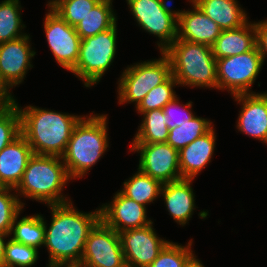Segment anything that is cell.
I'll return each mask as SVG.
<instances>
[{"instance_id": "obj_1", "label": "cell", "mask_w": 267, "mask_h": 267, "mask_svg": "<svg viewBox=\"0 0 267 267\" xmlns=\"http://www.w3.org/2000/svg\"><path fill=\"white\" fill-rule=\"evenodd\" d=\"M51 211L48 226L44 216L45 242L48 267H77L80 264L89 232L100 220V208L83 212L67 203L47 205ZM48 226V227H47Z\"/></svg>"}, {"instance_id": "obj_2", "label": "cell", "mask_w": 267, "mask_h": 267, "mask_svg": "<svg viewBox=\"0 0 267 267\" xmlns=\"http://www.w3.org/2000/svg\"><path fill=\"white\" fill-rule=\"evenodd\" d=\"M15 104L21 116V134L31 146L33 154L61 157L74 126L84 115L58 112L34 105L22 107L17 101Z\"/></svg>"}, {"instance_id": "obj_3", "label": "cell", "mask_w": 267, "mask_h": 267, "mask_svg": "<svg viewBox=\"0 0 267 267\" xmlns=\"http://www.w3.org/2000/svg\"><path fill=\"white\" fill-rule=\"evenodd\" d=\"M93 113L84 115L74 126L61 156L72 180L86 176L109 147L107 114Z\"/></svg>"}, {"instance_id": "obj_4", "label": "cell", "mask_w": 267, "mask_h": 267, "mask_svg": "<svg viewBox=\"0 0 267 267\" xmlns=\"http://www.w3.org/2000/svg\"><path fill=\"white\" fill-rule=\"evenodd\" d=\"M70 180L72 179L60 156L33 154L15 192L23 207V197L42 202L46 206L67 203L71 201L70 197L64 196L62 192Z\"/></svg>"}, {"instance_id": "obj_5", "label": "cell", "mask_w": 267, "mask_h": 267, "mask_svg": "<svg viewBox=\"0 0 267 267\" xmlns=\"http://www.w3.org/2000/svg\"><path fill=\"white\" fill-rule=\"evenodd\" d=\"M164 53L178 87L217 89L216 59L210 46L176 38Z\"/></svg>"}, {"instance_id": "obj_6", "label": "cell", "mask_w": 267, "mask_h": 267, "mask_svg": "<svg viewBox=\"0 0 267 267\" xmlns=\"http://www.w3.org/2000/svg\"><path fill=\"white\" fill-rule=\"evenodd\" d=\"M117 23L95 36L81 39L79 56L75 67L70 71L84 86L91 88L98 84L117 54Z\"/></svg>"}, {"instance_id": "obj_7", "label": "cell", "mask_w": 267, "mask_h": 267, "mask_svg": "<svg viewBox=\"0 0 267 267\" xmlns=\"http://www.w3.org/2000/svg\"><path fill=\"white\" fill-rule=\"evenodd\" d=\"M172 75L171 62L164 52L160 58L127 65L118 78V103H135V108L145 95Z\"/></svg>"}, {"instance_id": "obj_8", "label": "cell", "mask_w": 267, "mask_h": 267, "mask_svg": "<svg viewBox=\"0 0 267 267\" xmlns=\"http://www.w3.org/2000/svg\"><path fill=\"white\" fill-rule=\"evenodd\" d=\"M137 26L158 37L156 43L164 52L178 35V10L171 9L172 0H126Z\"/></svg>"}, {"instance_id": "obj_9", "label": "cell", "mask_w": 267, "mask_h": 267, "mask_svg": "<svg viewBox=\"0 0 267 267\" xmlns=\"http://www.w3.org/2000/svg\"><path fill=\"white\" fill-rule=\"evenodd\" d=\"M263 65L257 46L243 54L216 59L217 90L232 96L255 93L251 87Z\"/></svg>"}, {"instance_id": "obj_10", "label": "cell", "mask_w": 267, "mask_h": 267, "mask_svg": "<svg viewBox=\"0 0 267 267\" xmlns=\"http://www.w3.org/2000/svg\"><path fill=\"white\" fill-rule=\"evenodd\" d=\"M77 267H127L119 233L100 219L88 234Z\"/></svg>"}, {"instance_id": "obj_11", "label": "cell", "mask_w": 267, "mask_h": 267, "mask_svg": "<svg viewBox=\"0 0 267 267\" xmlns=\"http://www.w3.org/2000/svg\"><path fill=\"white\" fill-rule=\"evenodd\" d=\"M130 152L139 153L137 170L162 184L181 180L178 150L166 143H131Z\"/></svg>"}, {"instance_id": "obj_12", "label": "cell", "mask_w": 267, "mask_h": 267, "mask_svg": "<svg viewBox=\"0 0 267 267\" xmlns=\"http://www.w3.org/2000/svg\"><path fill=\"white\" fill-rule=\"evenodd\" d=\"M45 15L44 33L51 53L59 66L71 71L77 63L81 38L75 27L69 25L51 7H48Z\"/></svg>"}, {"instance_id": "obj_13", "label": "cell", "mask_w": 267, "mask_h": 267, "mask_svg": "<svg viewBox=\"0 0 267 267\" xmlns=\"http://www.w3.org/2000/svg\"><path fill=\"white\" fill-rule=\"evenodd\" d=\"M153 223L119 233L127 267H148L169 242L157 235Z\"/></svg>"}, {"instance_id": "obj_14", "label": "cell", "mask_w": 267, "mask_h": 267, "mask_svg": "<svg viewBox=\"0 0 267 267\" xmlns=\"http://www.w3.org/2000/svg\"><path fill=\"white\" fill-rule=\"evenodd\" d=\"M30 34L21 38L0 43V77L11 89L23 83L29 69L33 68Z\"/></svg>"}, {"instance_id": "obj_15", "label": "cell", "mask_w": 267, "mask_h": 267, "mask_svg": "<svg viewBox=\"0 0 267 267\" xmlns=\"http://www.w3.org/2000/svg\"><path fill=\"white\" fill-rule=\"evenodd\" d=\"M99 208L100 219L118 233L142 228L153 222V219L147 217L146 206L127 198L119 190L113 195L111 202L104 203Z\"/></svg>"}, {"instance_id": "obj_16", "label": "cell", "mask_w": 267, "mask_h": 267, "mask_svg": "<svg viewBox=\"0 0 267 267\" xmlns=\"http://www.w3.org/2000/svg\"><path fill=\"white\" fill-rule=\"evenodd\" d=\"M232 98L241 105L236 121L238 131L267 145V91Z\"/></svg>"}, {"instance_id": "obj_17", "label": "cell", "mask_w": 267, "mask_h": 267, "mask_svg": "<svg viewBox=\"0 0 267 267\" xmlns=\"http://www.w3.org/2000/svg\"><path fill=\"white\" fill-rule=\"evenodd\" d=\"M192 9H178V39L212 46L222 29L191 1Z\"/></svg>"}, {"instance_id": "obj_18", "label": "cell", "mask_w": 267, "mask_h": 267, "mask_svg": "<svg viewBox=\"0 0 267 267\" xmlns=\"http://www.w3.org/2000/svg\"><path fill=\"white\" fill-rule=\"evenodd\" d=\"M32 155V148L22 134L4 147L0 152V187L16 189Z\"/></svg>"}, {"instance_id": "obj_19", "label": "cell", "mask_w": 267, "mask_h": 267, "mask_svg": "<svg viewBox=\"0 0 267 267\" xmlns=\"http://www.w3.org/2000/svg\"><path fill=\"white\" fill-rule=\"evenodd\" d=\"M195 179H181L175 182L164 183L160 197L173 220L182 227L188 224L195 211V193L192 182Z\"/></svg>"}, {"instance_id": "obj_20", "label": "cell", "mask_w": 267, "mask_h": 267, "mask_svg": "<svg viewBox=\"0 0 267 267\" xmlns=\"http://www.w3.org/2000/svg\"><path fill=\"white\" fill-rule=\"evenodd\" d=\"M216 146L214 126L178 151L182 179H194L211 162Z\"/></svg>"}, {"instance_id": "obj_21", "label": "cell", "mask_w": 267, "mask_h": 267, "mask_svg": "<svg viewBox=\"0 0 267 267\" xmlns=\"http://www.w3.org/2000/svg\"><path fill=\"white\" fill-rule=\"evenodd\" d=\"M256 46V30L254 22L230 30H222L211 46L215 59L246 53Z\"/></svg>"}, {"instance_id": "obj_22", "label": "cell", "mask_w": 267, "mask_h": 267, "mask_svg": "<svg viewBox=\"0 0 267 267\" xmlns=\"http://www.w3.org/2000/svg\"><path fill=\"white\" fill-rule=\"evenodd\" d=\"M222 30L244 25L249 17L237 0H190Z\"/></svg>"}, {"instance_id": "obj_23", "label": "cell", "mask_w": 267, "mask_h": 267, "mask_svg": "<svg viewBox=\"0 0 267 267\" xmlns=\"http://www.w3.org/2000/svg\"><path fill=\"white\" fill-rule=\"evenodd\" d=\"M113 0H100L99 3L75 26L81 39L112 28L117 23V16L113 9Z\"/></svg>"}, {"instance_id": "obj_24", "label": "cell", "mask_w": 267, "mask_h": 267, "mask_svg": "<svg viewBox=\"0 0 267 267\" xmlns=\"http://www.w3.org/2000/svg\"><path fill=\"white\" fill-rule=\"evenodd\" d=\"M162 185L159 180L138 170L123 182V188L119 191L127 198L147 207L160 198Z\"/></svg>"}, {"instance_id": "obj_25", "label": "cell", "mask_w": 267, "mask_h": 267, "mask_svg": "<svg viewBox=\"0 0 267 267\" xmlns=\"http://www.w3.org/2000/svg\"><path fill=\"white\" fill-rule=\"evenodd\" d=\"M19 215L21 214L19 213L14 219L10 237L16 242L39 250L45 242V227L42 214L27 215L20 219Z\"/></svg>"}, {"instance_id": "obj_26", "label": "cell", "mask_w": 267, "mask_h": 267, "mask_svg": "<svg viewBox=\"0 0 267 267\" xmlns=\"http://www.w3.org/2000/svg\"><path fill=\"white\" fill-rule=\"evenodd\" d=\"M138 114L143 115V119L132 143H166L169 129L163 109H154Z\"/></svg>"}, {"instance_id": "obj_27", "label": "cell", "mask_w": 267, "mask_h": 267, "mask_svg": "<svg viewBox=\"0 0 267 267\" xmlns=\"http://www.w3.org/2000/svg\"><path fill=\"white\" fill-rule=\"evenodd\" d=\"M21 10L22 6L19 0H2L0 2V43L27 35L24 32L26 25L21 18Z\"/></svg>"}, {"instance_id": "obj_28", "label": "cell", "mask_w": 267, "mask_h": 267, "mask_svg": "<svg viewBox=\"0 0 267 267\" xmlns=\"http://www.w3.org/2000/svg\"><path fill=\"white\" fill-rule=\"evenodd\" d=\"M210 119L194 116L186 120L181 126L169 130L167 143L176 150H180L192 141L207 133L214 125Z\"/></svg>"}, {"instance_id": "obj_29", "label": "cell", "mask_w": 267, "mask_h": 267, "mask_svg": "<svg viewBox=\"0 0 267 267\" xmlns=\"http://www.w3.org/2000/svg\"><path fill=\"white\" fill-rule=\"evenodd\" d=\"M100 0H48L51 7L69 25L77 26Z\"/></svg>"}, {"instance_id": "obj_30", "label": "cell", "mask_w": 267, "mask_h": 267, "mask_svg": "<svg viewBox=\"0 0 267 267\" xmlns=\"http://www.w3.org/2000/svg\"><path fill=\"white\" fill-rule=\"evenodd\" d=\"M178 82L171 75L165 82L151 89L136 107L137 113H144L149 110L163 109V107L172 101L176 96L175 87Z\"/></svg>"}, {"instance_id": "obj_31", "label": "cell", "mask_w": 267, "mask_h": 267, "mask_svg": "<svg viewBox=\"0 0 267 267\" xmlns=\"http://www.w3.org/2000/svg\"><path fill=\"white\" fill-rule=\"evenodd\" d=\"M192 245V239L184 246L169 241L148 267H185L188 260L195 254Z\"/></svg>"}, {"instance_id": "obj_32", "label": "cell", "mask_w": 267, "mask_h": 267, "mask_svg": "<svg viewBox=\"0 0 267 267\" xmlns=\"http://www.w3.org/2000/svg\"><path fill=\"white\" fill-rule=\"evenodd\" d=\"M39 259V250L14 241L11 237L6 242L3 267H31Z\"/></svg>"}, {"instance_id": "obj_33", "label": "cell", "mask_w": 267, "mask_h": 267, "mask_svg": "<svg viewBox=\"0 0 267 267\" xmlns=\"http://www.w3.org/2000/svg\"><path fill=\"white\" fill-rule=\"evenodd\" d=\"M23 208L15 189L0 187V232L11 233L14 219L22 213Z\"/></svg>"}, {"instance_id": "obj_34", "label": "cell", "mask_w": 267, "mask_h": 267, "mask_svg": "<svg viewBox=\"0 0 267 267\" xmlns=\"http://www.w3.org/2000/svg\"><path fill=\"white\" fill-rule=\"evenodd\" d=\"M21 134V116L14 103L0 111V152Z\"/></svg>"}, {"instance_id": "obj_35", "label": "cell", "mask_w": 267, "mask_h": 267, "mask_svg": "<svg viewBox=\"0 0 267 267\" xmlns=\"http://www.w3.org/2000/svg\"><path fill=\"white\" fill-rule=\"evenodd\" d=\"M179 100V97L176 96L163 107L166 124L169 130L176 126H181L186 120L188 121L196 115L192 112V101L186 104H180Z\"/></svg>"}, {"instance_id": "obj_36", "label": "cell", "mask_w": 267, "mask_h": 267, "mask_svg": "<svg viewBox=\"0 0 267 267\" xmlns=\"http://www.w3.org/2000/svg\"><path fill=\"white\" fill-rule=\"evenodd\" d=\"M256 30V46L261 54L263 64L267 57V19L254 21Z\"/></svg>"}, {"instance_id": "obj_37", "label": "cell", "mask_w": 267, "mask_h": 267, "mask_svg": "<svg viewBox=\"0 0 267 267\" xmlns=\"http://www.w3.org/2000/svg\"><path fill=\"white\" fill-rule=\"evenodd\" d=\"M14 95H12L11 89L5 84L0 77V103L4 106H10L16 102Z\"/></svg>"}, {"instance_id": "obj_38", "label": "cell", "mask_w": 267, "mask_h": 267, "mask_svg": "<svg viewBox=\"0 0 267 267\" xmlns=\"http://www.w3.org/2000/svg\"><path fill=\"white\" fill-rule=\"evenodd\" d=\"M7 237H10V234H5L0 232V267H3V260L5 256V246H6V240Z\"/></svg>"}, {"instance_id": "obj_39", "label": "cell", "mask_w": 267, "mask_h": 267, "mask_svg": "<svg viewBox=\"0 0 267 267\" xmlns=\"http://www.w3.org/2000/svg\"><path fill=\"white\" fill-rule=\"evenodd\" d=\"M185 267H205L195 254L188 260Z\"/></svg>"}, {"instance_id": "obj_40", "label": "cell", "mask_w": 267, "mask_h": 267, "mask_svg": "<svg viewBox=\"0 0 267 267\" xmlns=\"http://www.w3.org/2000/svg\"><path fill=\"white\" fill-rule=\"evenodd\" d=\"M4 108V106L0 103V111Z\"/></svg>"}]
</instances>
